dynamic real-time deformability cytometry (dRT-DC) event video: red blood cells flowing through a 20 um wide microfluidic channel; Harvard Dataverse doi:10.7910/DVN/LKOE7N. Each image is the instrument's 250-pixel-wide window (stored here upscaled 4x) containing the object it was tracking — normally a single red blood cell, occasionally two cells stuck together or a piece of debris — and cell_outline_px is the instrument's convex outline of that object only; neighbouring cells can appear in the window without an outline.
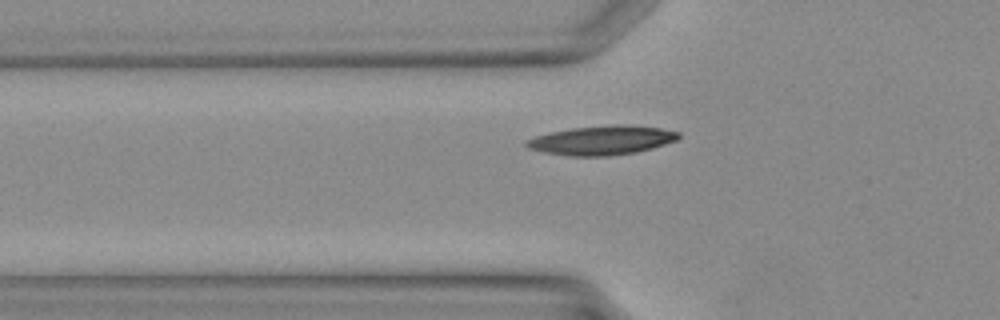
{"species": "Egyptian fruit bat (a non-hibernating species)", "species_latin": "Rousettus aegyptiacus", "temperature_condition": "warm", "stored_images_in_passage": 27, "camera_frame_rate_fps": 3000, "um_per_image_px": 0.085, "animal": {"sex": "female"}, "frame": {"image": 1, "passage_image": 6, "time_ms": 1.667, "image_size_px": [1000, 320], "cell_outline_px": [[680, 136], [676, 140], [652, 148], [636, 152], [608, 156], [568, 156], [540, 152], [528, 148], [524, 144], [524, 140], [548, 132], [572, 128], [616, 124], [632, 124], [660, 128], [680, 132]], "centroid_in_image_um": [51.12, 11.92], "position_along_channel_um": 74.7, "area_um2": 26.13}}
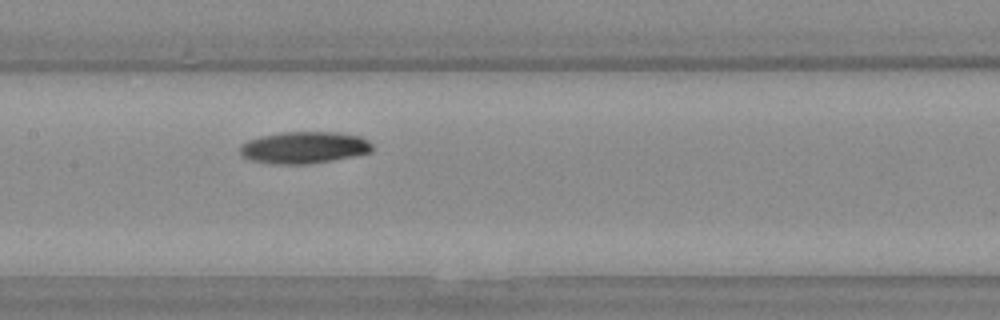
{"frame": {"image": 2, "passage_image": 12, "time_ms": 3.667, "image_size_px": [1000, 320], "cell_outline_px": [[372, 152], [332, 160], [308, 164], [272, 164], [252, 160], [244, 156], [240, 152], [240, 144], [248, 140], [260, 136], [280, 132], [340, 132], [360, 136], [368, 140], [372, 144]], "centroid_in_image_um": [25.85, 12.53], "position_along_channel_um": 181.5, "area_um2": 24.62}}
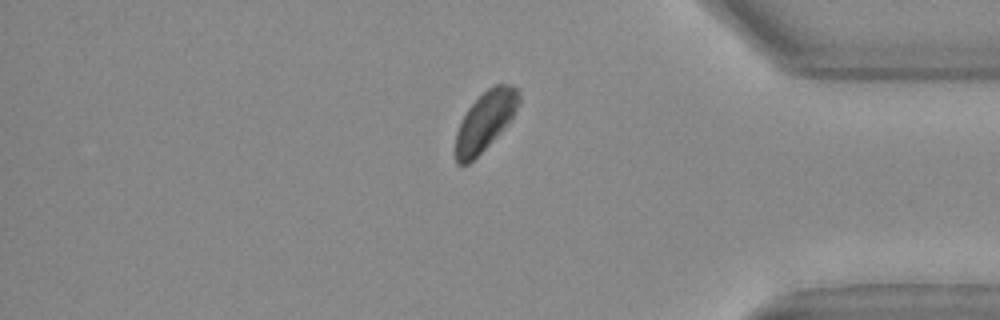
{"frame": {"image": 3, "passage_image": 25, "time_ms": 8.0, "image_size_px": [1000, 320], "cell_outline_px": [[520, 104], [512, 116], [500, 132], [468, 164], [456, 164], [456, 132], [468, 108], [488, 88], [496, 84], [512, 84], [520, 88]], "centroid_in_image_um": [41.27, 10.23], "position_along_channel_um": 393.9, "area_um2": 21.33}}